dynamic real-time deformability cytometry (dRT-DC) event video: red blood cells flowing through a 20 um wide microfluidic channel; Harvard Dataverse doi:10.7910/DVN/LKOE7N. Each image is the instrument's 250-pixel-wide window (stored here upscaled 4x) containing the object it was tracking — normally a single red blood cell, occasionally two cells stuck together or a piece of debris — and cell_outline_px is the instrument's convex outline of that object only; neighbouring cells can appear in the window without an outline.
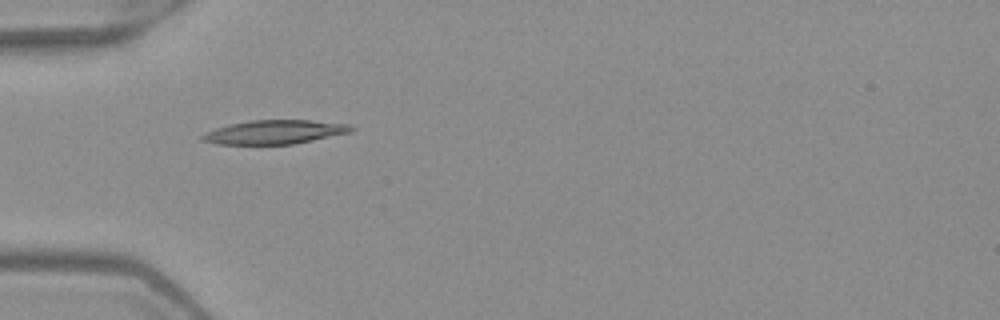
{"species": "Egyptian fruit bat (a non-hibernating species)", "species_latin": "Rousettus aegyptiacus", "temperature_condition": "warm", "stored_images_in_passage": 5, "camera_frame_rate_fps": 3000, "um_per_image_px": 0.085, "frame": {"image": 1, "passage_image": 4, "time_ms": 1.0, "image_size_px": [1000, 320], "cell_outline_px": [[356, 128], [352, 132], [292, 144], [216, 144], [200, 140], [200, 136], [204, 132], [228, 124], [252, 120], [312, 120], [348, 124]], "centroid_in_image_um": [23.32, 11.22], "position_along_channel_um": 61.7, "area_um2": 20.81}}
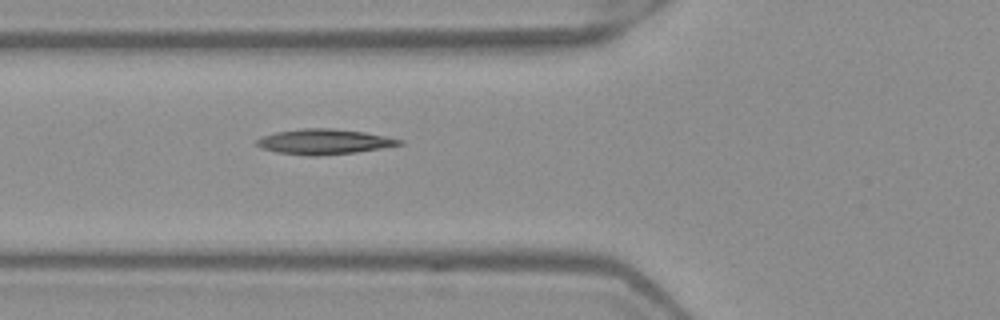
{"frame": {"image": 2, "passage_image": 5, "time_ms": 1.333, "image_size_px": [1000, 320], "cell_outline_px": [[404, 144], [356, 152], [316, 156], [308, 156], [276, 152], [260, 148], [256, 144], [256, 140], [264, 136], [276, 132], [304, 128], [332, 128], [364, 132], [404, 140]], "centroid_in_image_um": [27.54, 12.05], "position_along_channel_um": 98.3, "area_um2": 20.87}}